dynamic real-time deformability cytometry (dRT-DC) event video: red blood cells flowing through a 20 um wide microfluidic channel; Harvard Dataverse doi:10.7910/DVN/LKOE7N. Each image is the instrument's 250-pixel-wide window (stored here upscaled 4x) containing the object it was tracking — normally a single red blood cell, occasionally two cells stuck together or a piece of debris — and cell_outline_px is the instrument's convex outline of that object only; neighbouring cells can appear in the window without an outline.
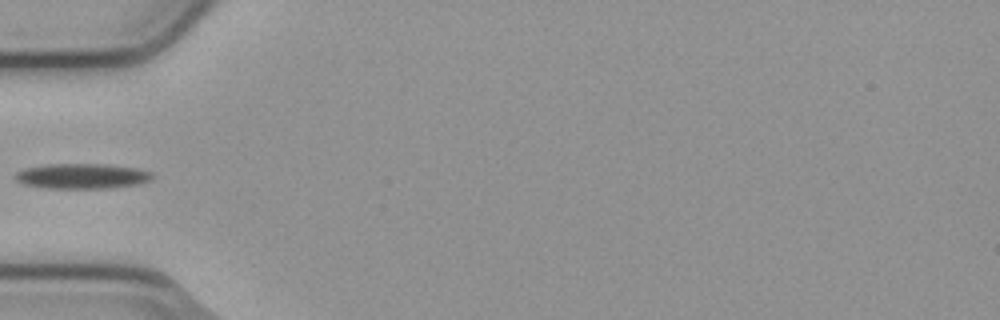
{"species": "common noctule bat (a hibernating species)", "species_latin": "Nyctalus noctula", "temperature_condition": "cold", "stored_images_in_passage": 7, "camera_frame_rate_fps": 3000, "um_per_image_px": 0.085, "animal": {"sex": "male", "body_mass_g": 23.1, "forearm_length_mm": 52.7}, "frame": {"image": 1, "passage_image": 6, "time_ms": 1.667, "image_size_px": [1000, 320], "cell_outline_px": [[156, 176], [152, 180], [140, 184], [112, 188], [44, 188], [24, 184], [16, 180], [16, 172], [24, 168], [48, 164], [100, 164], [136, 168], [152, 172]], "centroid_in_image_um": [7.02, 14.97], "position_along_channel_um": 78.0, "area_um2": 20.23}}
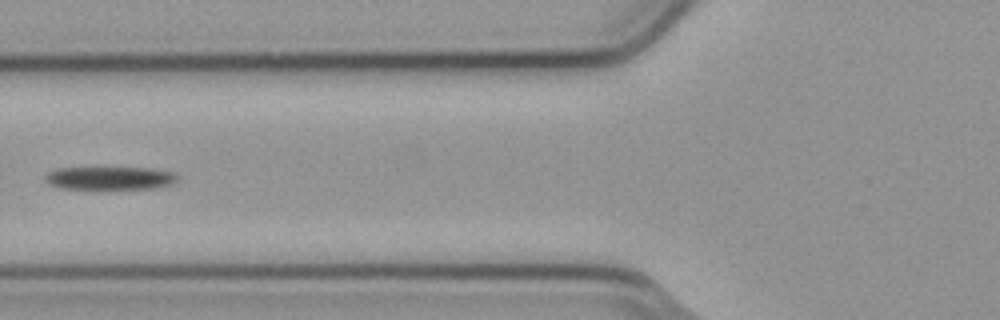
{"frame": {"image": 2, "passage_image": 7, "time_ms": 2.0, "image_size_px": [1000, 320], "cell_outline_px": [[180, 176], [176, 180], [168, 184], [156, 188], [60, 188], [48, 184], [44, 180], [44, 176], [48, 172], [56, 168], [152, 168], [172, 172]], "centroid_in_image_um": [9.3, 15.13], "position_along_channel_um": 116.5, "area_um2": 17.57}}